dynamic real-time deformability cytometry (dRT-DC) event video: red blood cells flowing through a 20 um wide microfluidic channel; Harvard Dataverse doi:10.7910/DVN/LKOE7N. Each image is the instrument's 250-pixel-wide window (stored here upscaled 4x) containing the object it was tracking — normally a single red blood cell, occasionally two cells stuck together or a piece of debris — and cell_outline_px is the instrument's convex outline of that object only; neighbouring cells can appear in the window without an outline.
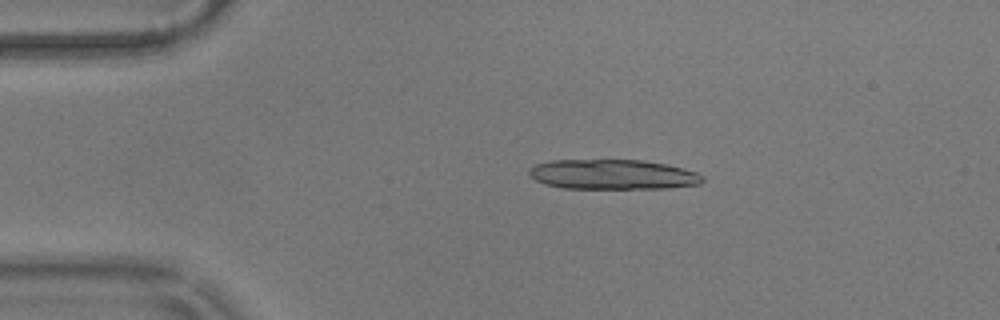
{"species": "common noctule bat (a hibernating species)", "species_latin": "Nyctalus noctula", "temperature_condition": "warm", "stored_images_in_passage": 32, "camera_frame_rate_fps": 3000, "um_per_image_px": 0.085, "animal": {"sex": "male", "body_mass_g": 17.9}, "frame": {"image": 1, "passage_image": 1, "time_ms": 0.0, "image_size_px": [1000, 320], "cell_outline_px": [[704, 180], [700, 184], [668, 188], [564, 188], [544, 184], [536, 180], [528, 172], [528, 168], [536, 164], [552, 160], [640, 160], [664, 164], [684, 168], [696, 172], [704, 176]], "centroid_in_image_um": [52.09, 14.83], "position_along_channel_um": 32.9, "area_um2": 30.17}}